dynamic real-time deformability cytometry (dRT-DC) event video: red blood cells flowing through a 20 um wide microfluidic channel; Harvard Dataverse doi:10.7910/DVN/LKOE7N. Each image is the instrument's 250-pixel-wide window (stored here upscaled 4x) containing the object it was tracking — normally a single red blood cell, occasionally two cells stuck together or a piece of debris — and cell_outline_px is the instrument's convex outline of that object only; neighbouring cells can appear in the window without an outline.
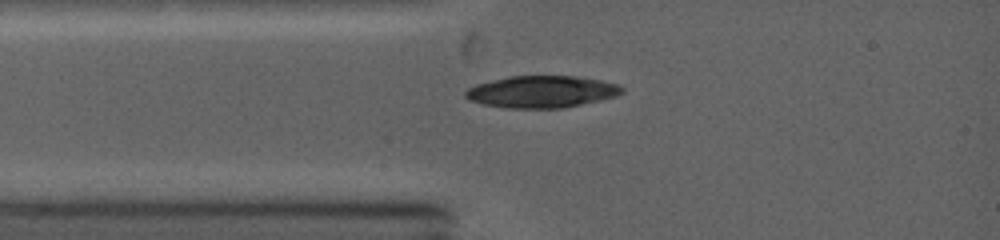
{"species": "common noctule bat (a hibernating species)", "species_latin": "Nyctalus noctula", "temperature_condition": "warm", "stored_images_in_passage": 50, "camera_frame_rate_fps": 5000, "um_per_image_px": 0.085, "animal": {"sex": "female", "body_mass_g": 19.0, "forearm_length_mm": 53.3}, "frame": {"image": 1, "passage_image": 1, "time_ms": 0.0, "image_size_px": [1000, 240], "cell_outline_px": [[624, 92], [616, 96], [564, 108], [504, 108], [484, 104], [472, 100], [464, 96], [464, 92], [468, 88], [476, 84], [512, 76], [572, 76], [596, 80], [616, 84], [624, 88]], "centroid_in_image_um": [46.02, 7.8], "position_along_channel_um": 39.0, "area_um2": 28.73}}
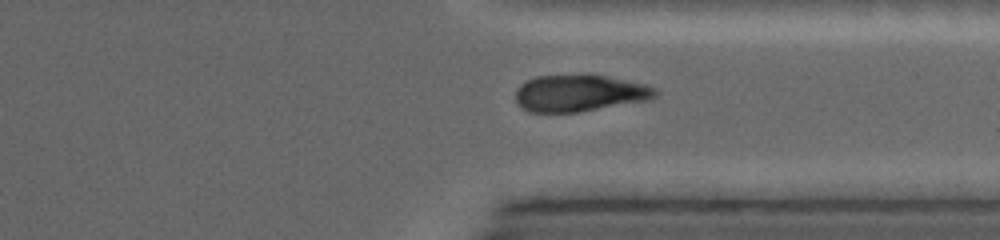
{"frame": {"image": 2, "passage_image": 23, "time_ms": 7.4, "image_size_px": [1000, 240], "cell_outline_px": [[660, 92], [656, 96], [644, 100], [576, 112], [528, 112], [520, 108], [516, 104], [516, 88], [520, 84], [536, 76], [608, 76], [644, 84], [656, 88]], "centroid_in_image_um": [49.2, 7.93], "position_along_channel_um": 362.2, "area_um2": 29.42}}
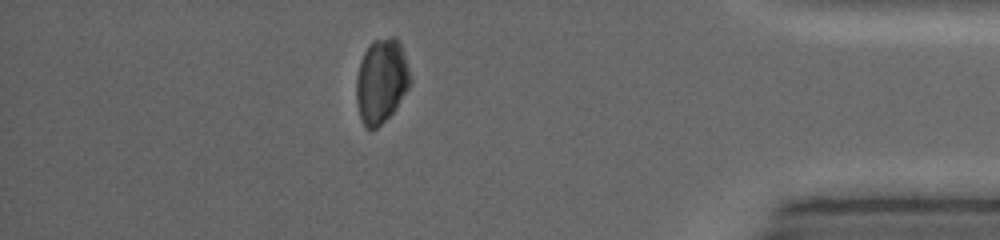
{"frame": {"image": 3, "passage_image": 33, "time_ms": 9.2, "image_size_px": [1000, 240], "cell_outline_px": [[412, 80], [408, 88], [396, 108], [372, 132], [364, 128], [360, 116], [356, 100], [356, 76], [364, 52], [368, 44], [372, 40], [392, 36], [396, 36], [400, 44]], "centroid_in_image_um": [32.39, 6.88], "position_along_channel_um": 402.8, "area_um2": 26.53}, "authors_computed_cell_mechanics": {"area_um2": 28.6399, "velocity_mm_per_s": 4.3921, "shape_relaxation_time_tau1_ms": 2.0838, "shape_relaxation_time_tau2_ms": 3.1029, "deformation_change_tau1": 0.0844, "deformation_change_tau2": 0.0836}}